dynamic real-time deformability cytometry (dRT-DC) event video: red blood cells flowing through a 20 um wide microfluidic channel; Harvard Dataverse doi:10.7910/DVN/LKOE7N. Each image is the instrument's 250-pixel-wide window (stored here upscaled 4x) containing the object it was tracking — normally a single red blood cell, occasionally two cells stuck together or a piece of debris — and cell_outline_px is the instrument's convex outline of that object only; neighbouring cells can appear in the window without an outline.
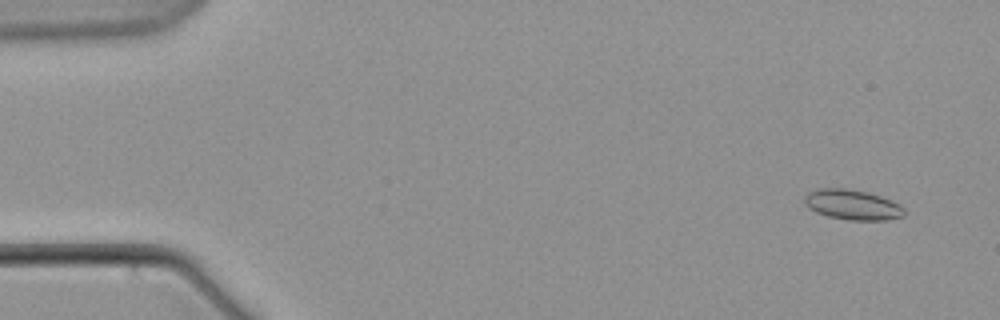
{"species": "common noctule bat (a hibernating species)", "species_latin": "Nyctalus noctula", "temperature_condition": "warm", "stored_images_in_passage": 6, "camera_frame_rate_fps": 3000, "um_per_image_px": 0.085, "animal": {"sex": "male", "body_mass_g": 21.5, "forearm_length_mm": 52.0}, "frame": {"image": 1, "passage_image": 2, "time_ms": 1.333, "image_size_px": [1000, 320], "cell_outline_px": [[904, 216], [884, 220], [848, 220], [828, 216], [816, 212], [808, 208], [804, 204], [804, 196], [808, 192], [816, 188], [844, 188], [868, 192], [892, 200], [900, 204], [904, 208]], "centroid_in_image_um": [72.43, 17.39], "position_along_channel_um": 12.6, "area_um2": 17.69}}
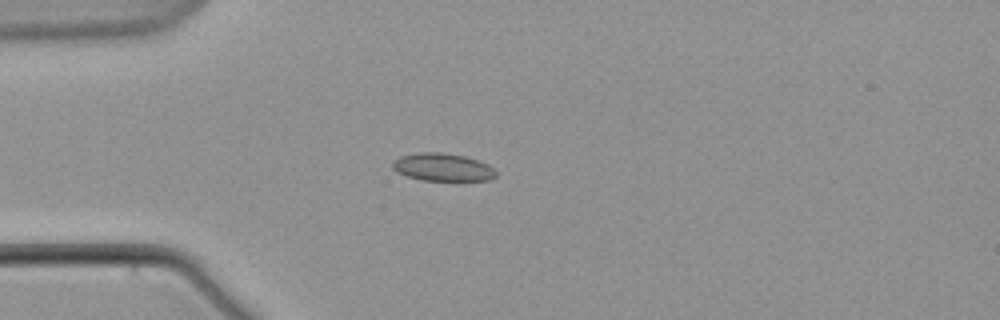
{"frame": {"image": 2, "passage_image": 6, "time_ms": 6.333, "image_size_px": [1000, 320], "cell_outline_px": [[496, 176], [488, 180], [420, 180], [396, 172], [392, 168], [392, 160], [400, 156], [420, 152], [440, 152], [464, 156], [488, 164], [496, 172]], "centroid_in_image_um": [37.58, 14.21], "position_along_channel_um": 47.4, "area_um2": 16.65}}